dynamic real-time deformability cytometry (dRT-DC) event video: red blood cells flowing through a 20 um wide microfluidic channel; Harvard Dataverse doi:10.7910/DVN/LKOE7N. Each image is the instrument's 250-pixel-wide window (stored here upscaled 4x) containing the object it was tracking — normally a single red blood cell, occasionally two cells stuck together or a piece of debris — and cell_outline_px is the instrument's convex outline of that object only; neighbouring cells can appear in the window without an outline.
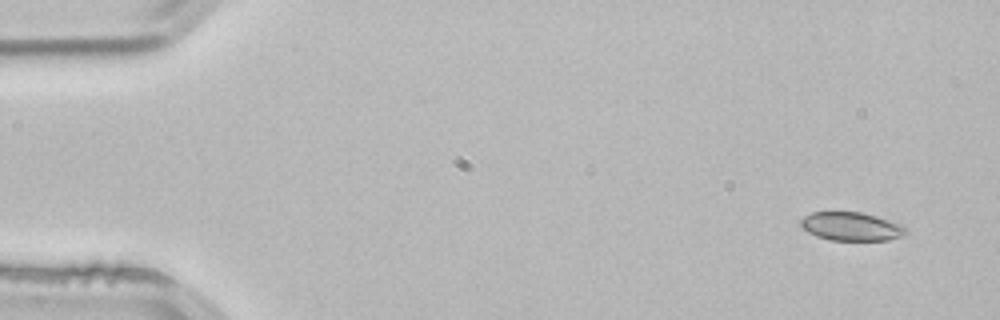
{"species": "common noctule bat (a hibernating species)", "species_latin": "Nyctalus noctula", "temperature_condition": "room temperature", "stored_images_in_passage": 3, "camera_frame_rate_fps": 3000, "um_per_image_px": 0.085, "animal": {"sex": "male", "body_mass_g": 21.5, "forearm_length_mm": 52.0}, "frame": {"image": 1, "passage_image": 1, "time_ms": 0.0, "image_size_px": [1000, 320], "cell_outline_px": [[908, 232], [904, 236], [888, 240], [832, 240], [816, 236], [808, 232], [800, 224], [800, 220], [804, 216], [812, 212], [860, 212], [876, 216], [900, 224]], "centroid_in_image_um": [72.36, 19.25], "position_along_channel_um": 12.6, "area_um2": 17.34}}